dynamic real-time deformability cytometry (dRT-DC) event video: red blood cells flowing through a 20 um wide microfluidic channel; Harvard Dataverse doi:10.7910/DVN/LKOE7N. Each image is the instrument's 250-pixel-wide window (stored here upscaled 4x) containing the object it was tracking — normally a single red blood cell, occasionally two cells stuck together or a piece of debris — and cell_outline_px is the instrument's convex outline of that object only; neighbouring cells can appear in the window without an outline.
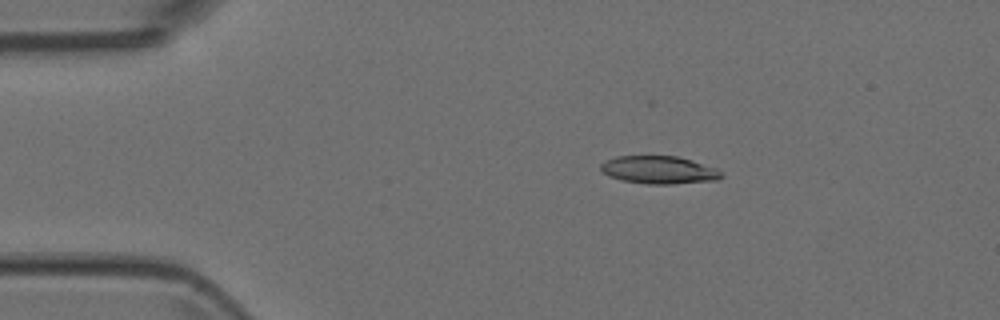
{"species": "Egyptian fruit bat (a non-hibernating species)", "species_latin": "Rousettus aegyptiacus", "temperature_condition": "room temperature", "stored_images_in_passage": 4, "camera_frame_rate_fps": 3000, "um_per_image_px": 0.085, "animal": {"sex": "female"}, "frame": {"image": 1, "passage_image": 2, "time_ms": 0.333, "image_size_px": [1000, 320], "cell_outline_px": [[724, 176], [716, 180], [672, 184], [648, 184], [624, 180], [608, 176], [600, 168], [600, 164], [604, 160], [616, 156], [676, 156], [692, 160], [716, 168]], "centroid_in_image_um": [56.0, 14.44], "position_along_channel_um": 29.0, "area_um2": 19.48}}
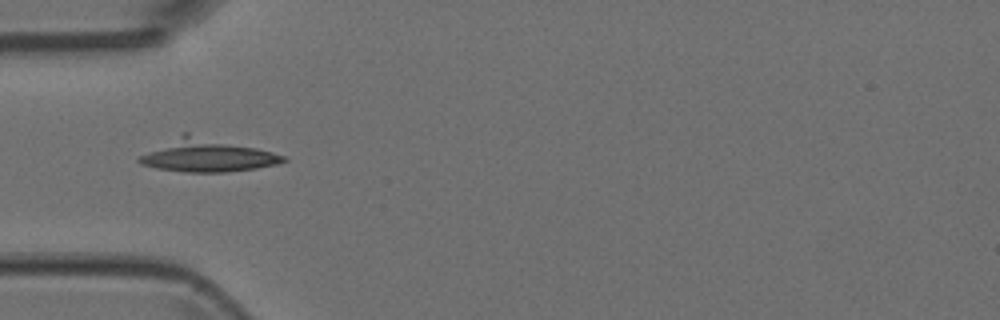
{"frame": {"image": 2, "passage_image": 4, "time_ms": 1.0, "image_size_px": [1000, 320], "cell_outline_px": [[288, 160], [276, 164], [256, 168], [224, 172], [184, 172], [156, 168], [140, 164], [136, 160], [140, 156], [184, 132], [188, 132], [256, 148], [272, 152], [284, 156]], "centroid_in_image_um": [17.58, 13.21], "position_along_channel_um": 67.4, "area_um2": 27.11}}